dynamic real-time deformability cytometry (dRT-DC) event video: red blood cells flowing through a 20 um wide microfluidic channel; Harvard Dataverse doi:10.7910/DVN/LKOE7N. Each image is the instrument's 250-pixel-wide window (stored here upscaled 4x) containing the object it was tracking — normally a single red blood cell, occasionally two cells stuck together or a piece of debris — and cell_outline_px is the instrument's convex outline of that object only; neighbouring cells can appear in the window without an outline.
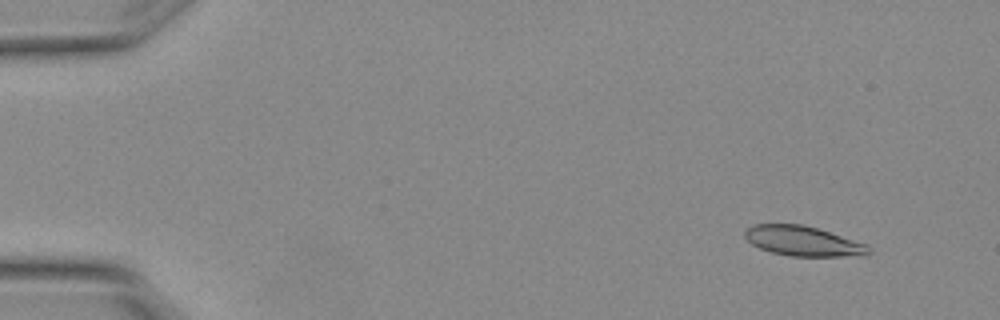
{"species": "Egyptian fruit bat (a non-hibernating species)", "species_latin": "Rousettus aegyptiacus", "temperature_condition": "warm", "stored_images_in_passage": 6, "camera_frame_rate_fps": 3000, "um_per_image_px": 0.085, "animal": {"sex": "female"}, "frame": {"image": 1, "passage_image": 2, "time_ms": 0.333, "image_size_px": [1000, 320], "cell_outline_px": [[872, 252], [868, 256], [792, 256], [772, 252], [760, 248], [752, 244], [744, 236], [744, 232], [752, 224], [804, 224], [868, 244]], "centroid_in_image_um": [68.31, 20.49], "position_along_channel_um": 16.7, "area_um2": 21.68}}
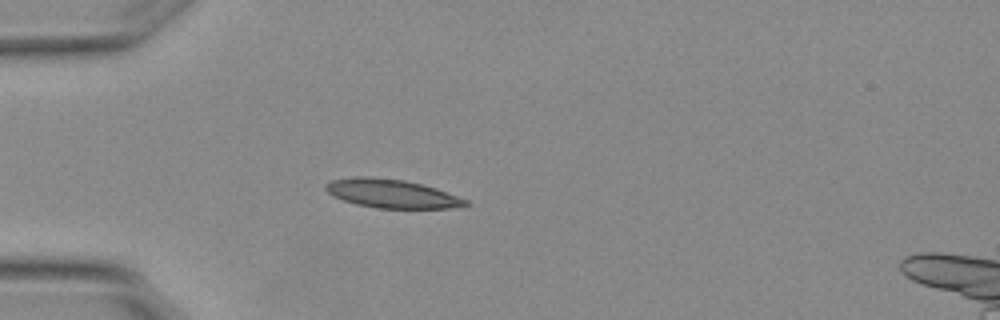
{"frame": {"image": 2, "passage_image": 5, "time_ms": 1.333, "image_size_px": [1000, 320], "cell_outline_px": [[468, 204], [464, 208], [376, 208], [356, 204], [332, 196], [324, 188], [324, 184], [332, 180], [356, 176], [372, 176], [404, 180], [424, 184], [436, 188], [468, 200]], "centroid_in_image_um": [33.3, 16.45], "position_along_channel_um": 51.7, "area_um2": 23.58}}